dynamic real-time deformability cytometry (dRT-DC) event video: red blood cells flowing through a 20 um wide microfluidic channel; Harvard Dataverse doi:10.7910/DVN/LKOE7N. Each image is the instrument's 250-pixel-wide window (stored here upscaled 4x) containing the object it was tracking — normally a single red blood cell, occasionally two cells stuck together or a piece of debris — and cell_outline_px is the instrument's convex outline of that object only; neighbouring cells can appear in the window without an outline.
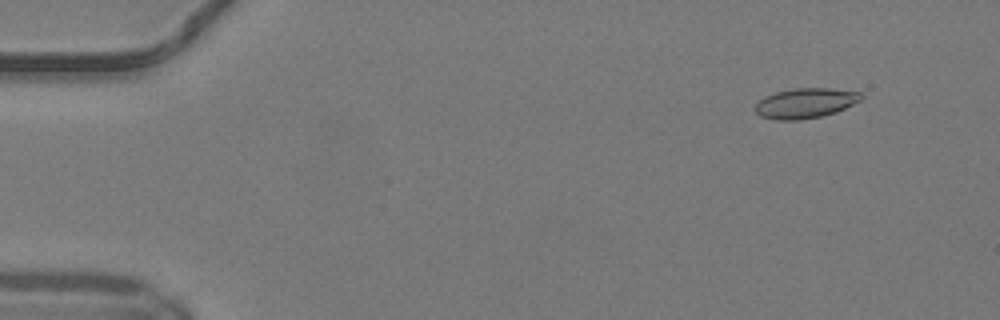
{"species": "common noctule bat (a hibernating species)", "species_latin": "Nyctalus noctula", "temperature_condition": "warm", "stored_images_in_passage": 50, "camera_frame_rate_fps": 3000, "um_per_image_px": 0.085, "animal": {"sex": "male", "body_mass_g": 19.2, "forearm_length_mm": 51.8}, "frame": {"image": 1, "passage_image": 5, "time_ms": 1.333, "image_size_px": [1000, 320], "cell_outline_px": [[864, 96], [860, 100], [836, 112], [820, 116], [800, 120], [776, 120], [760, 116], [752, 108], [764, 96], [776, 92], [796, 88], [828, 88], [860, 92]], "centroid_in_image_um": [68.42, 8.77], "position_along_channel_um": 16.6, "area_um2": 18.5}}
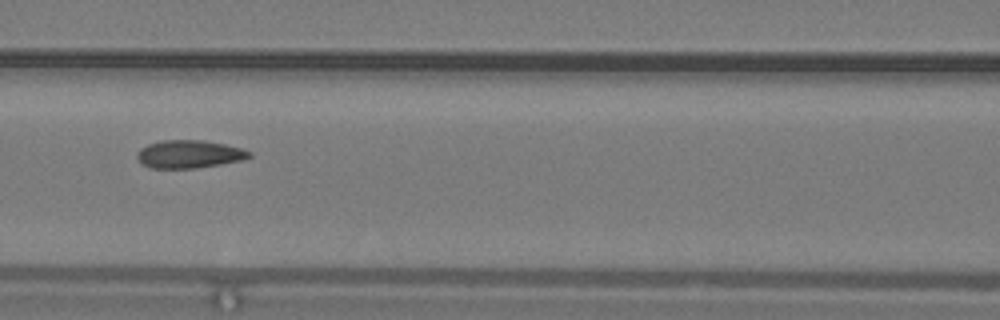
{"frame": {"image": 2, "passage_image": 23, "time_ms": 7.333, "image_size_px": [1000, 320], "cell_outline_px": [[252, 156], [244, 160], [196, 168], [152, 168], [144, 164], [136, 156], [136, 152], [140, 148], [148, 144], [160, 140], [204, 140], [224, 144], [240, 148], [252, 152]], "centroid_in_image_um": [16.09, 13.09], "position_along_channel_um": 150.5, "area_um2": 18.26}}
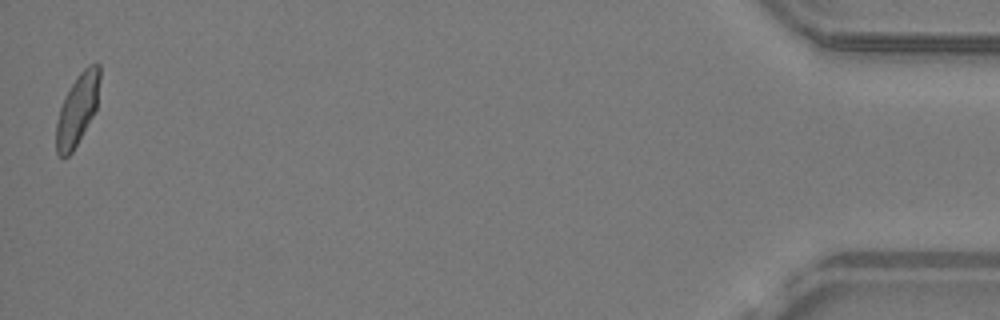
{"frame": {"image": 3, "passage_image": 50, "time_ms": 16.333, "image_size_px": [1000, 320], "cell_outline_px": [[100, 80], [96, 108], [92, 116], [72, 152], [68, 156], [60, 156], [56, 152], [56, 124], [60, 108], [76, 76], [88, 64], [100, 64]], "centroid_in_image_um": [6.58, 9.28], "position_along_channel_um": 428.6, "area_um2": 17.63}, "authors_computed_cell_mechanics": {"area_um2": 18.2359, "velocity_mm_per_s": 4.1449, "shape_relaxation_time_tau1_ms": 8.3546, "shape_relaxation_time_tau2_ms": 1.0604, "deformation_change_tau1": 0.1829, "deformation_change_tau2": 0.0569}}